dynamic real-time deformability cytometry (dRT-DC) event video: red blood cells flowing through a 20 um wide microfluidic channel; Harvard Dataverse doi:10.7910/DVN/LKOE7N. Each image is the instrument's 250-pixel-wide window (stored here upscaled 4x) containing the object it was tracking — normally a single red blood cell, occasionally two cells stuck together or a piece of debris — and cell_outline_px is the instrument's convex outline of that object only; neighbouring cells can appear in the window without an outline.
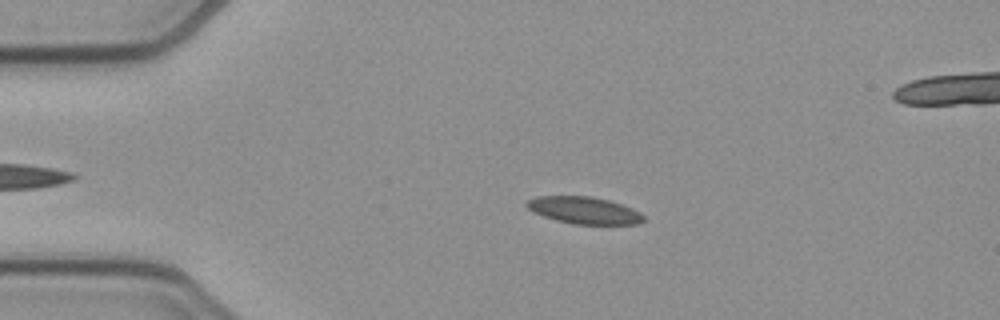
{"species": "common noctule bat (a hibernating species)", "species_latin": "Nyctalus noctula", "temperature_condition": "cold", "stored_images_in_passage": 47, "camera_frame_rate_fps": 3000, "um_per_image_px": 0.085, "animal": {"sex": "female", "body_mass_g": 21.9}, "frame": {"image": 1, "passage_image": 11, "time_ms": 3.333, "image_size_px": [1000, 320], "cell_outline_px": [[644, 220], [636, 224], [572, 224], [556, 220], [532, 212], [524, 204], [528, 200], [536, 196], [592, 196], [608, 200], [632, 208], [640, 212], [644, 216]], "centroid_in_image_um": [49.62, 17.87], "position_along_channel_um": 35.4, "area_um2": 18.38}}
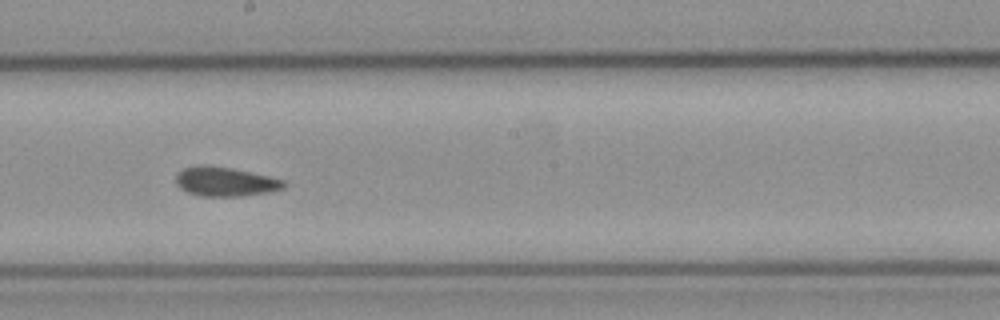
{"frame": {"image": 2, "passage_image": 29, "time_ms": 9.333, "image_size_px": [1000, 320], "cell_outline_px": [[288, 184], [284, 188], [268, 192], [244, 196], [200, 196], [188, 192], [180, 188], [176, 184], [176, 172], [184, 168], [204, 164], [208, 164], [232, 168], [268, 176], [284, 180]], "centroid_in_image_um": [19.13, 15.43], "position_along_channel_um": 229.1, "area_um2": 18.55}}
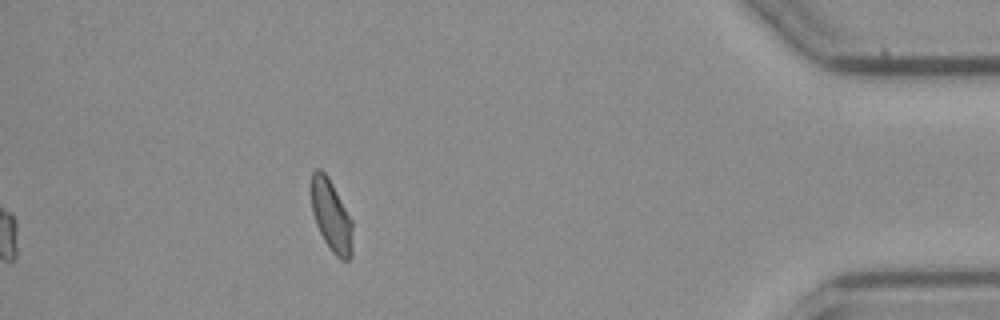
{"frame": {"image": 3, "passage_image": 47, "time_ms": 15.333, "image_size_px": [1000, 320], "cell_outline_px": [[352, 256], [348, 260], [340, 260], [332, 252], [324, 240], [316, 224], [312, 212], [312, 172], [316, 168], [320, 168], [328, 176], [352, 220]], "centroid_in_image_um": [28.17, 18.36], "position_along_channel_um": 407.0, "area_um2": 17.17}, "authors_computed_cell_mechanics": {"area_um2": 18.5538, "velocity_mm_per_s": 3.8632, "shape_relaxation_time_tau1_ms": 5.4056, "shape_relaxation_time_tau2_ms": 3.6202, "deformation_change_tau1": 0.1158, "deformation_change_tau2": 0.1081}}